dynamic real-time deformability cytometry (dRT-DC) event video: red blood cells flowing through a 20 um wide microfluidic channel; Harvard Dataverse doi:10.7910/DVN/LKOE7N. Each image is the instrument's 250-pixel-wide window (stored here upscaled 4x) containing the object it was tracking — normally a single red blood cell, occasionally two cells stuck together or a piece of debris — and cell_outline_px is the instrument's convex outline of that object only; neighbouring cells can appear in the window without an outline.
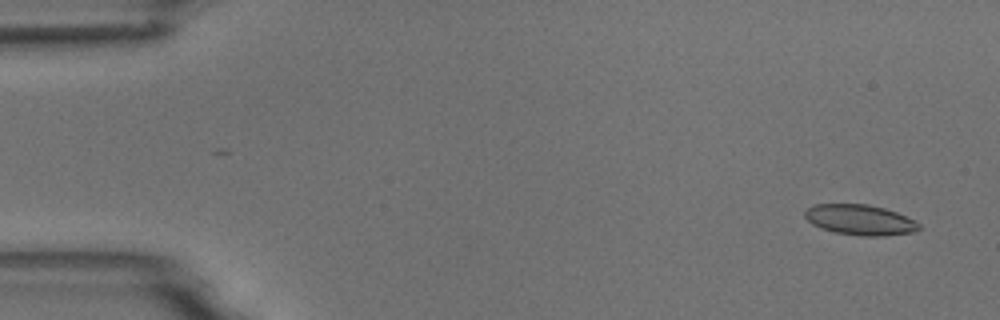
{"species": "common noctule bat (a hibernating species)", "species_latin": "Nyctalus noctula", "temperature_condition": "room temperature", "stored_images_in_passage": 5, "segment_of_instrument_passage": [1, 2], "camera_frame_rate_fps": 3000, "um_per_image_px": 0.085, "animal": {"sex": "male", "body_mass_g": 18.8}, "frame": {"image": 1, "passage_image": 1, "time_ms": 0.0, "image_size_px": [1000, 320], "cell_outline_px": [[920, 228], [912, 232], [884, 236], [860, 236], [836, 232], [820, 228], [812, 224], [804, 216], [804, 212], [812, 204], [868, 204], [884, 208], [896, 212], [920, 224]], "centroid_in_image_um": [73.06, 18.68], "position_along_channel_um": 11.9, "area_um2": 20.11}}